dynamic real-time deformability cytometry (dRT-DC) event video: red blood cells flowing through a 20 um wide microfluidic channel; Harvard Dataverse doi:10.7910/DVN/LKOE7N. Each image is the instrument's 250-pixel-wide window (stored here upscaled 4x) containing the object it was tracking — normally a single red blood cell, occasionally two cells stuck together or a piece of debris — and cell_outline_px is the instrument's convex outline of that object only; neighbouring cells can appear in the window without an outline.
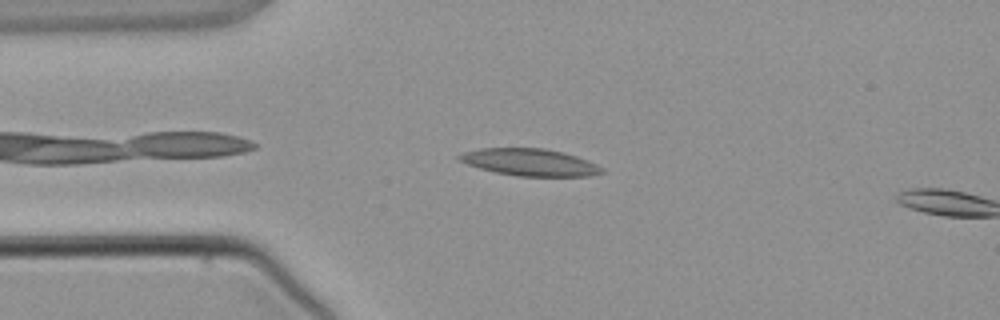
{"species": "common noctule bat (a hibernating species)", "species_latin": "Nyctalus noctula", "temperature_condition": "warm", "stored_images_in_passage": 4, "camera_frame_rate_fps": 3000, "um_per_image_px": 0.085, "animal": {"sex": "male", "body_mass_g": 21.5, "forearm_length_mm": 52.0}, "frame": {"image": 1, "passage_image": 3, "time_ms": 2.333, "image_size_px": [1000, 320], "cell_outline_px": [[604, 172], [588, 176], [516, 176], [496, 172], [480, 168], [456, 160], [456, 156], [464, 152], [480, 148], [544, 148], [564, 152], [588, 160], [604, 168]], "centroid_in_image_um": [45.03, 13.79], "position_along_channel_um": 40.0, "area_um2": 22.54}}